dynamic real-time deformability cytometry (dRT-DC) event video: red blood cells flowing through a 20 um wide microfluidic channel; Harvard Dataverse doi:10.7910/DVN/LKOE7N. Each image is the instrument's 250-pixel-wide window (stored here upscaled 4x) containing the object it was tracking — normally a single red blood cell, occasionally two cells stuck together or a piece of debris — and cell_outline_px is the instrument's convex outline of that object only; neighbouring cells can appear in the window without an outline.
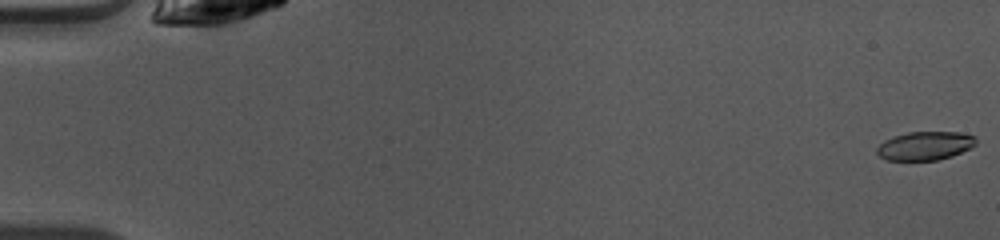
{"species": "common noctule bat (a hibernating species)", "species_latin": "Nyctalus noctula", "temperature_condition": "warm", "stored_images_in_passage": 50, "camera_frame_rate_fps": 3000, "um_per_image_px": 0.085, "animal": {"sex": "female", "body_mass_g": 10.0, "forearm_length_mm": 53.1}, "frame": {"image": 1, "passage_image": 1, "time_ms": 0.0, "image_size_px": [1000, 240], "cell_outline_px": [[976, 144], [952, 156], [936, 160], [888, 160], [880, 156], [876, 152], [876, 148], [884, 140], [892, 136], [908, 132], [960, 132], [976, 136]], "centroid_in_image_um": [78.61, 12.38], "position_along_channel_um": 6.4, "area_um2": 16.47}}
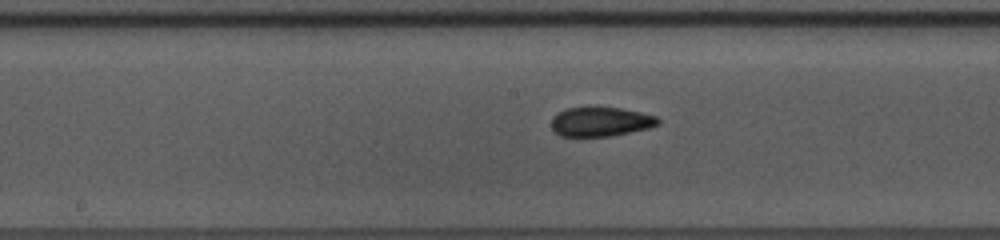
{"frame": {"image": 2, "passage_image": 26, "time_ms": 8.333, "image_size_px": [1000, 240], "cell_outline_px": [[660, 124], [648, 128], [612, 136], [560, 136], [552, 128], [552, 120], [556, 112], [564, 108], [588, 104], [596, 104], [620, 108], [640, 112], [656, 116], [660, 120]], "centroid_in_image_um": [51.02, 10.29], "position_along_channel_um": 197.2, "area_um2": 19.02}}
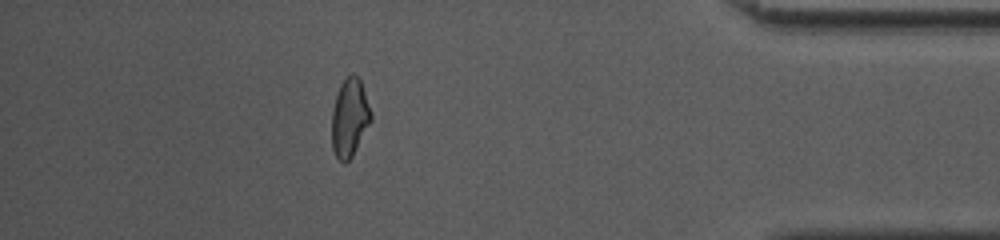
{"frame": {"image": 3, "passage_image": 44, "time_ms": 14.333, "image_size_px": [1000, 240], "cell_outline_px": [[372, 120], [352, 156], [344, 164], [336, 156], [332, 148], [332, 108], [336, 92], [340, 84], [352, 72], [360, 80], [372, 112]], "centroid_in_image_um": [29.71, 9.99], "position_along_channel_um": 405.5, "area_um2": 17.92}, "authors_computed_cell_mechanics": {"area_um2": 18.3226, "velocity_mm_per_s": 4.1064, "shape_relaxation_time_tau1_ms": 4.7252, "shape_relaxation_time_tau2_ms": 1.3989, "deformation_change_tau1": 0.1571, "deformation_change_tau2": 0.0804}}